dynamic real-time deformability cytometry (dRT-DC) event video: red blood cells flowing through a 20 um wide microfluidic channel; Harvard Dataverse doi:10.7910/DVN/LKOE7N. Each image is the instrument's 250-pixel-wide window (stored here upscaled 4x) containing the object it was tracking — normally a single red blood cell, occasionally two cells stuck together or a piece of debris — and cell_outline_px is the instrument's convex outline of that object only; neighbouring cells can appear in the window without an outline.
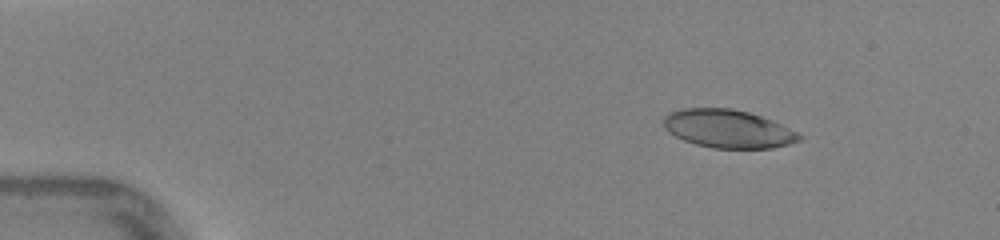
{"species": "human", "species_latin": "Homo sapiens", "temperature_condition": "warm", "stored_images_in_passage": 46, "camera_frame_rate_fps": 3000, "um_per_image_px": 0.085, "donor": {"sex": "female"}, "frame": {"image": 1, "passage_image": 7, "time_ms": 2.0, "image_size_px": [1000, 240], "cell_outline_px": [[804, 136], [800, 140], [788, 144], [772, 148], [712, 148], [696, 144], [684, 140], [668, 132], [664, 128], [664, 116], [668, 112], [680, 108], [732, 108], [748, 112], [772, 120]], "centroid_in_image_um": [61.85, 10.94], "position_along_channel_um": 23.2, "area_um2": 30.17}}
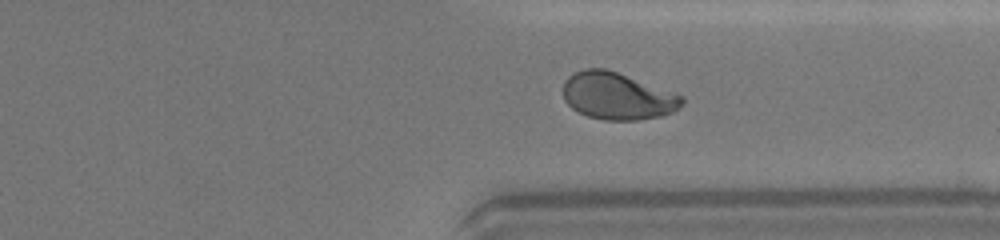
{"frame": {"image": 2, "passage_image": 36, "time_ms": 11.667, "image_size_px": [1000, 240], "cell_outline_px": [[684, 100], [680, 108], [672, 112], [660, 116], [640, 120], [604, 120], [588, 116], [572, 108], [564, 100], [564, 80], [568, 76], [584, 68], [604, 68], [616, 72], [684, 96]], "centroid_in_image_um": [52.47, 8.17], "position_along_channel_um": 358.9, "area_um2": 32.37}}
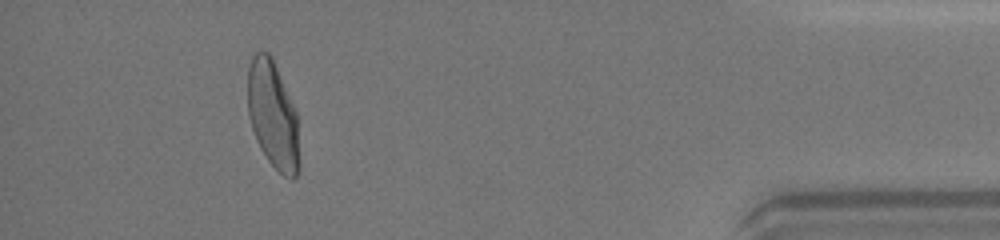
{"frame": {"image": 3, "passage_image": 43, "time_ms": 14.0, "image_size_px": [1000, 240], "cell_outline_px": [[300, 168], [296, 176], [292, 180], [284, 176], [268, 160], [260, 148], [256, 140], [248, 116], [248, 68], [252, 56], [256, 52], [268, 52], [272, 56], [296, 112], [300, 164]], "centroid_in_image_um": [23.2, 9.8], "position_along_channel_um": 412.0, "area_um2": 32.31}, "authors_computed_cell_mechanics": {"area_um2": 32.0501, "velocity_mm_per_s": 4.4142, "shape_relaxation_time_tau1_ms": 3.5974, "shape_relaxation_time_tau2_ms": 0.9877, "deformation_change_tau1": 0.1823, "deformation_change_tau2": 0.0531}}